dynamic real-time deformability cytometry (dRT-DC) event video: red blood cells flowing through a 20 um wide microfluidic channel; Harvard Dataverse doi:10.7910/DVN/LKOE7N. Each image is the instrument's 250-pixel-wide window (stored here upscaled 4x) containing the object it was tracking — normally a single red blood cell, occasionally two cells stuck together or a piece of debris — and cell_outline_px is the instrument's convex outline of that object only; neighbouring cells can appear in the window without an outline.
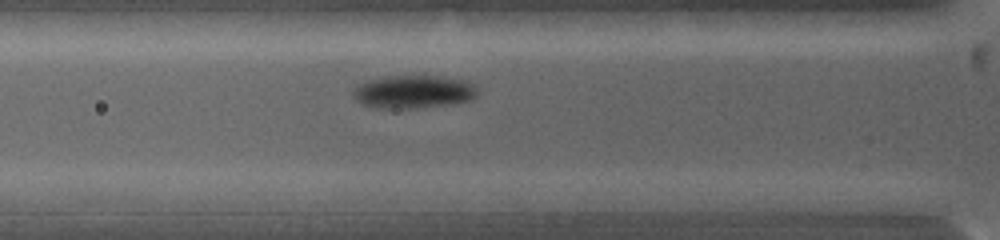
{"species": "common noctule bat (a hibernating species)", "species_latin": "Nyctalus noctula", "temperature_condition": "warm", "stored_images_in_passage": 21, "camera_frame_rate_fps": 5000, "um_per_image_px": 0.085, "animal": {"sex": "female", "body_mass_g": 19.0, "forearm_length_mm": 53.3}, "frame": {"image": 1, "passage_image": 11, "time_ms": 3.2, "image_size_px": [1000, 240], "cell_outline_px": [[476, 96], [472, 100], [452, 104], [416, 108], [376, 108], [360, 104], [352, 96], [352, 92], [360, 84], [368, 80], [388, 76], [440, 76], [464, 80], [476, 84]], "centroid_in_image_um": [35.16, 7.81], "position_along_channel_um": 90.6, "area_um2": 24.1}}
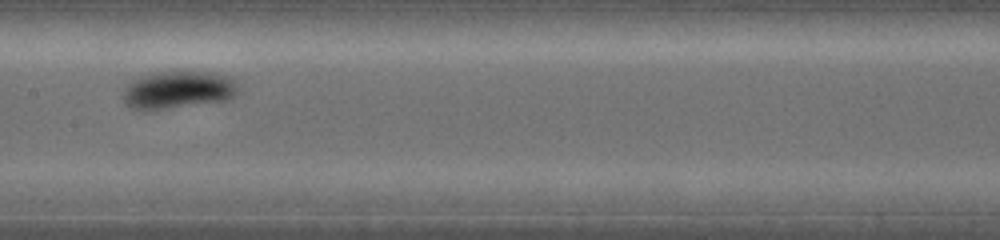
{"frame": {"image": 2, "passage_image": 17, "time_ms": 5.8, "image_size_px": [1000, 240], "cell_outline_px": [[236, 92], [228, 100], [144, 112], [128, 108], [124, 104], [124, 88], [132, 80], [140, 76], [156, 72], [208, 72], [228, 76], [236, 80]], "centroid_in_image_um": [15.06, 7.67], "position_along_channel_um": 192.3, "area_um2": 25.49}}
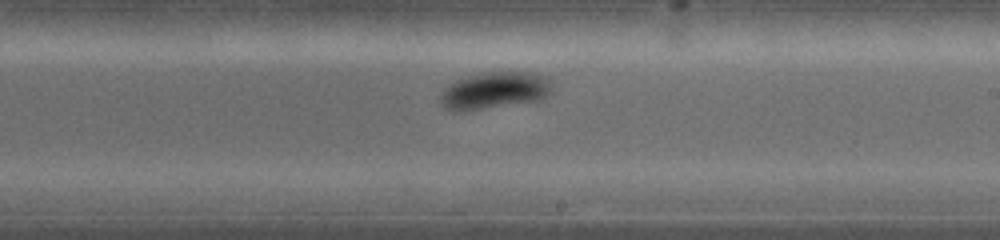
{"frame": {"image": 3, "passage_image": 20, "time_ms": 7.2, "image_size_px": [1000, 240], "cell_outline_px": [[552, 80], [548, 92], [540, 100], [460, 112], [456, 112], [444, 108], [440, 104], [440, 92], [448, 84], [460, 76], [480, 72], [528, 72], [544, 76]], "centroid_in_image_um": [41.92, 7.68], "position_along_channel_um": 247.1, "area_um2": 24.39}}